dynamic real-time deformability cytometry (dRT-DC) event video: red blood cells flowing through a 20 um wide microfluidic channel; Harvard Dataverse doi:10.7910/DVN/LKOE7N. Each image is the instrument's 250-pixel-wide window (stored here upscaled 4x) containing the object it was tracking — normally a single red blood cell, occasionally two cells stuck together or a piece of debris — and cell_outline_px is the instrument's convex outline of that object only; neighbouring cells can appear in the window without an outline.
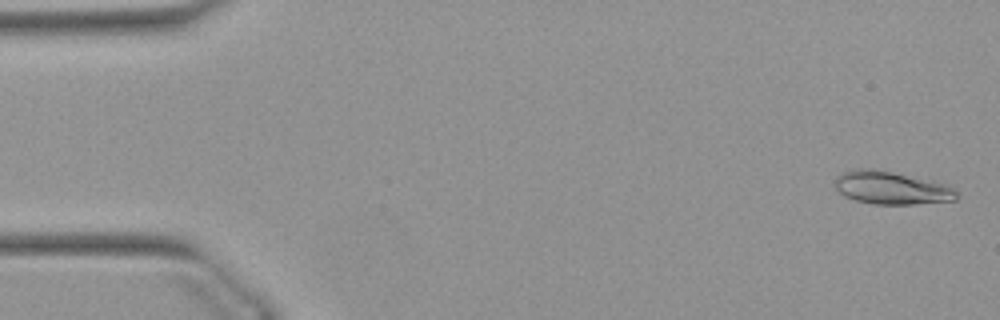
{"species": "Egyptian fruit bat (a non-hibernating species)", "species_latin": "Rousettus aegyptiacus", "temperature_condition": "warm", "stored_images_in_passage": 52, "camera_frame_rate_fps": 3000, "um_per_image_px": 0.085, "animal": {"sex": "female"}, "frame": {"image": 1, "passage_image": 1, "time_ms": 0.0, "image_size_px": [1000, 320], "cell_outline_px": [[956, 200], [916, 204], [872, 204], [856, 200], [844, 196], [832, 184], [836, 176], [844, 172], [856, 168], [872, 168], [932, 180], [944, 184], [952, 188], [956, 192]], "centroid_in_image_um": [75.71, 15.96], "position_along_channel_um": 9.3, "area_um2": 23.35}}
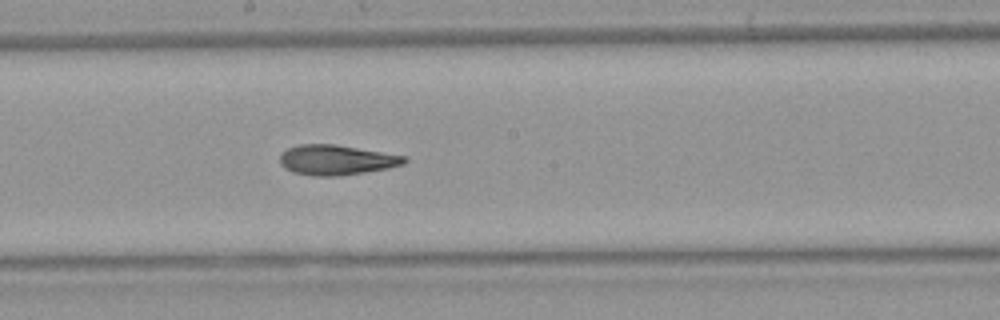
{"frame": {"image": 2, "passage_image": 27, "time_ms": 8.667, "image_size_px": [1000, 320], "cell_outline_px": [[408, 160], [404, 164], [388, 168], [340, 176], [312, 176], [292, 172], [284, 168], [280, 164], [280, 152], [288, 148], [300, 144], [332, 144], [408, 156]], "centroid_in_image_um": [28.57, 13.6], "position_along_channel_um": 219.6, "area_um2": 21.91}}
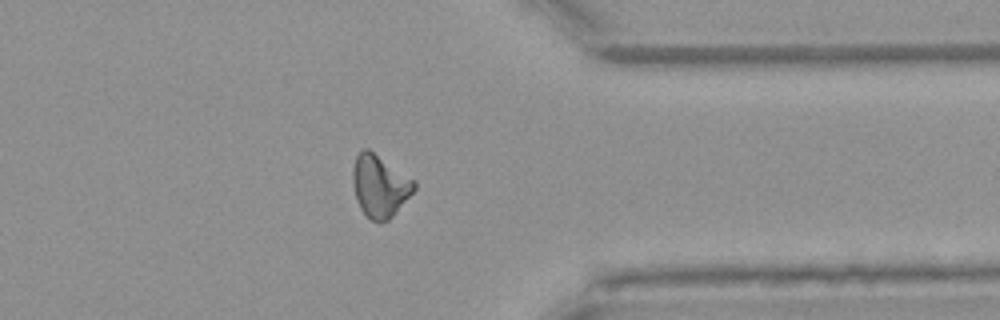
{"frame": {"image": 3, "passage_image": 40, "time_ms": 13.0, "image_size_px": [1000, 320], "cell_outline_px": [[416, 188], [392, 216], [388, 220], [372, 220], [360, 208], [356, 200], [352, 184], [352, 168], [356, 156], [364, 148], [368, 148], [416, 180]], "centroid_in_image_um": [32.27, 15.76], "position_along_channel_um": 379.1, "area_um2": 22.14}, "authors_computed_cell_mechanics": {"area_um2": 21.8484, "velocity_mm_per_s": 3.9186, "shape_relaxation_time_tau1_ms": 8.4863, "shape_relaxation_time_tau2_ms": 3.9931, "deformation_change_tau1": 0.2303, "deformation_change_tau2": 0.1148}}